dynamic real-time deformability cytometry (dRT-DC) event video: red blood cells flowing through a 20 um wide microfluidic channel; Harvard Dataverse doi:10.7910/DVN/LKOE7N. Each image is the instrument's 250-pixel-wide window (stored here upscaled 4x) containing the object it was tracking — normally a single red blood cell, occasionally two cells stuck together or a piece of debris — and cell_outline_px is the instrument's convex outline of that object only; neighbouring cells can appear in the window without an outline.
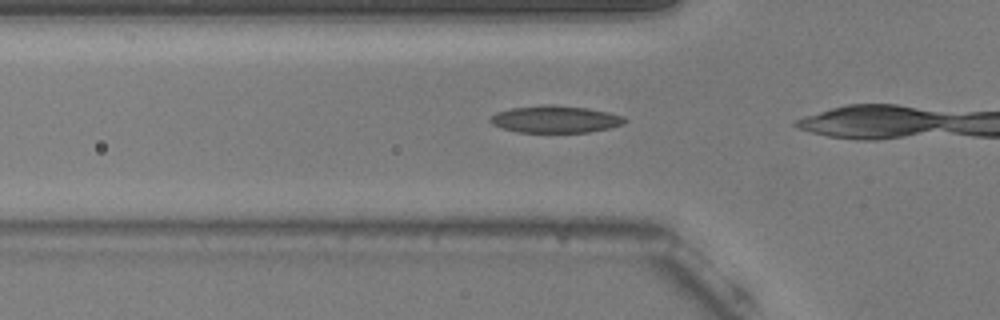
{"species": "common noctule bat (a hibernating species)", "species_latin": "Nyctalus noctula", "temperature_condition": "warm", "stored_images_in_passage": 14, "camera_frame_rate_fps": 3000, "um_per_image_px": 0.085, "animal": {"sex": "male", "body_mass_g": 20.5, "forearm_length_mm": 52.5}, "frame": {"image": 1, "passage_image": 12, "time_ms": 3.667, "image_size_px": [1000, 320], "cell_outline_px": [[628, 120], [624, 124], [608, 128], [588, 132], [516, 132], [492, 124], [488, 120], [496, 112], [512, 108], [548, 104], [552, 104], [588, 108], [608, 112], [624, 116]], "centroid_in_image_um": [47.22, 10.13], "position_along_channel_um": 78.6, "area_um2": 21.21}}